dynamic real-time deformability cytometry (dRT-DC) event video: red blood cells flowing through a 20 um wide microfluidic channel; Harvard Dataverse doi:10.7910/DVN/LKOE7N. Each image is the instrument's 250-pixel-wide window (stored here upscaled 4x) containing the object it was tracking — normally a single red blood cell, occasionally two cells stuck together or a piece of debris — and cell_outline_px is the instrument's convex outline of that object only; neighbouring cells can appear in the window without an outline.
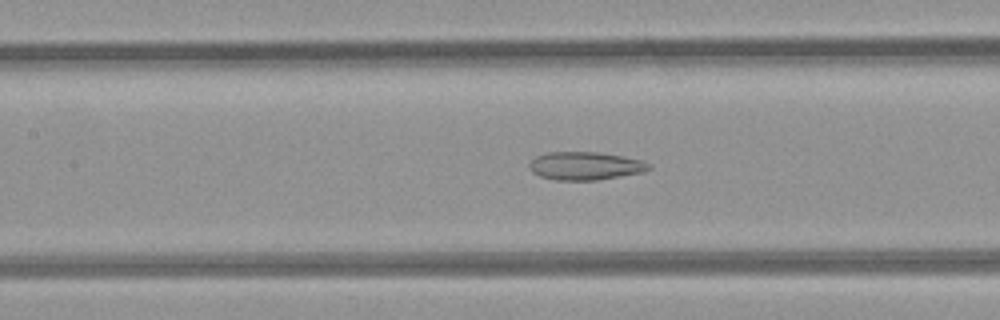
{"species": "common noctule bat (a hibernating species)", "species_latin": "Nyctalus noctula", "temperature_condition": "room temperature", "stored_images_in_passage": 45, "camera_frame_rate_fps": 3000, "um_per_image_px": 0.085, "animal": {"sex": "female", "body_mass_g": 21.9}, "frame": {"image": 1, "passage_image": 18, "time_ms": 5.667, "image_size_px": [1000, 320], "cell_outline_px": [[652, 168], [644, 172], [596, 180], [552, 180], [540, 176], [532, 172], [528, 168], [528, 164], [536, 156], [548, 152], [596, 152], [620, 156], [640, 160], [648, 164]], "centroid_in_image_um": [49.69, 14.11], "position_along_channel_um": 157.7, "area_um2": 19.48}}
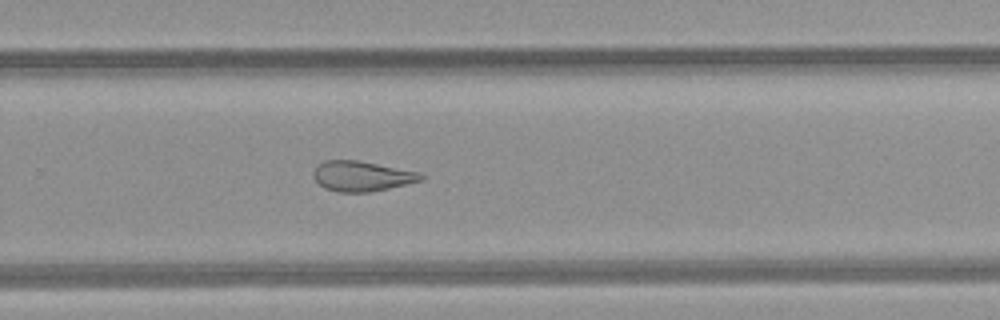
{"frame": {"image": 2, "passage_image": 28, "time_ms": 9.0, "image_size_px": [1000, 320], "cell_outline_px": [[424, 180], [372, 192], [336, 192], [324, 188], [312, 176], [312, 172], [324, 160], [356, 160], [420, 172], [424, 176]], "centroid_in_image_um": [30.76, 14.98], "position_along_channel_um": 299.0, "area_um2": 18.9}}
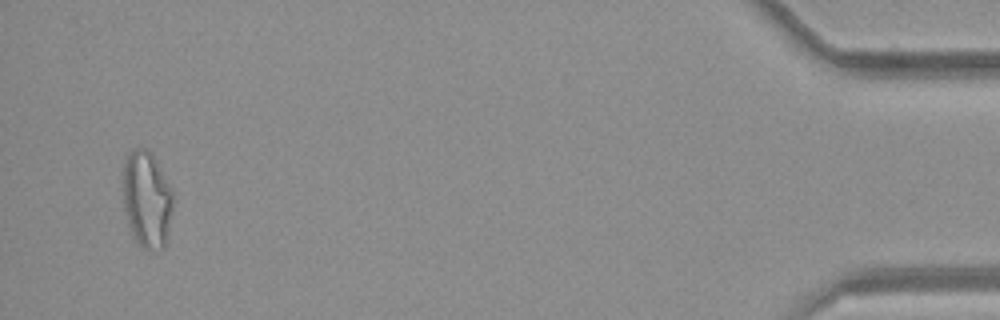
{"frame": {"image": 3, "passage_image": 43, "time_ms": 14.0, "image_size_px": [1000, 320], "cell_outline_px": [[172, 208], [168, 236], [164, 248], [148, 252], [140, 248], [128, 224], [124, 208], [124, 160], [128, 152], [132, 148], [148, 148], [152, 152], [172, 188]], "centroid_in_image_um": [12.49, 16.95], "position_along_channel_um": 422.7, "area_um2": 28.61}, "authors_computed_cell_mechanics": {"area_um2": 22.4264, "velocity_mm_per_s": 4.2597, "shape_relaxation_time_tau1_ms": null, "shape_relaxation_time_tau2_ms": 4.2362, "deformation_change_tau1": null, "deformation_change_tau2": 0.1488}}